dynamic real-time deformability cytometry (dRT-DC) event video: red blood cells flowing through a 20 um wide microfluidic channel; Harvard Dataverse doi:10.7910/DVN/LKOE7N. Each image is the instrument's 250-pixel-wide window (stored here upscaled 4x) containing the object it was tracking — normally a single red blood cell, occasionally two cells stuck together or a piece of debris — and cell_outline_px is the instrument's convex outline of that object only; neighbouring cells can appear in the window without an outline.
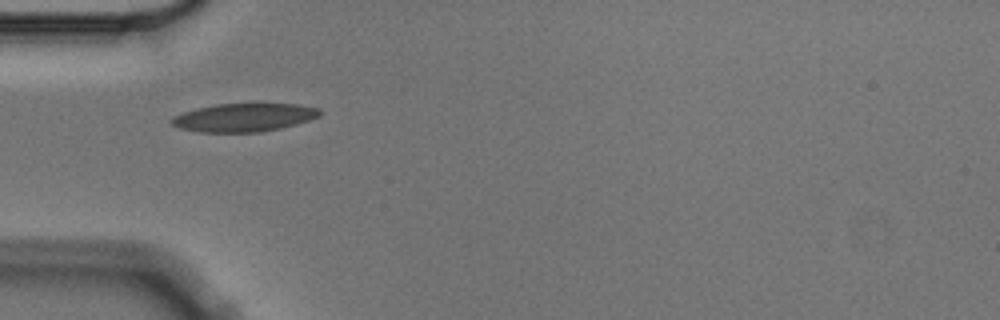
{"species": "Egyptian fruit bat (a non-hibernating species)", "species_latin": "Rousettus aegyptiacus", "temperature_condition": "cold", "stored_images_in_passage": 2, "camera_frame_rate_fps": 3000, "um_per_image_px": 0.085, "animal": {"sex": "male"}, "frame": {"image": 1, "passage_image": 1, "time_ms": 0.0, "image_size_px": [1000, 320], "cell_outline_px": [[320, 116], [296, 124], [280, 128], [260, 132], [200, 132], [180, 128], [172, 124], [168, 120], [172, 116], [196, 108], [216, 104], [300, 104], [320, 108]], "centroid_in_image_um": [20.72, 9.98], "position_along_channel_um": 64.3, "area_um2": 24.39}}
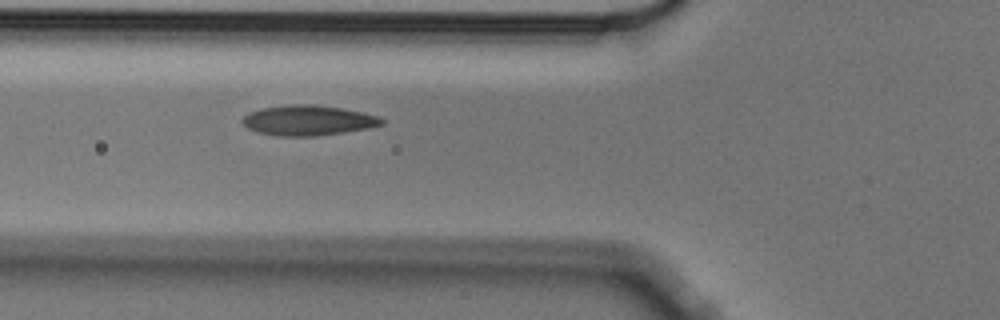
{"frame": {"image": 2, "passage_image": 2, "time_ms": 0.333, "image_size_px": [1000, 320], "cell_outline_px": [[384, 124], [372, 128], [316, 136], [276, 136], [256, 132], [248, 128], [240, 120], [248, 112], [260, 108], [288, 104], [312, 104], [344, 108], [364, 112], [380, 116], [384, 120]], "centroid_in_image_um": [26.21, 10.22], "position_along_channel_um": 99.6, "area_um2": 24.97}}